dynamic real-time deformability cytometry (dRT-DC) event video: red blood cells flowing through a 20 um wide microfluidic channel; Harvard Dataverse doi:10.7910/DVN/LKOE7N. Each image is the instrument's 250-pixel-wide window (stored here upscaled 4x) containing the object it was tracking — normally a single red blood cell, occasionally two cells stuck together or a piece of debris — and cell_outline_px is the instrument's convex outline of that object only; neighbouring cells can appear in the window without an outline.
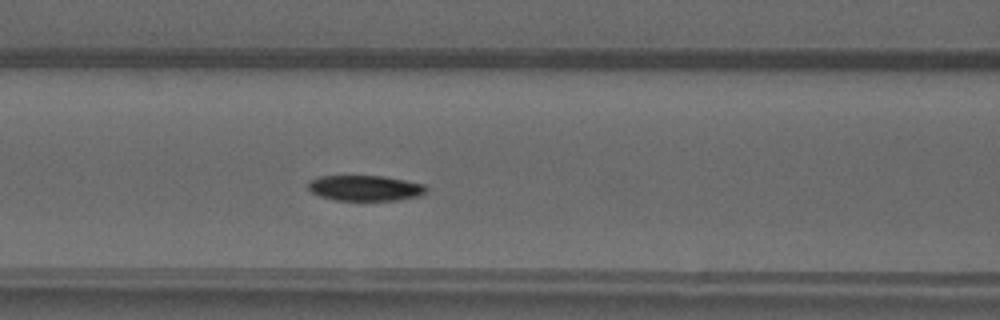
{"species": "common noctule bat (a hibernating species)", "species_latin": "Nyctalus noctula", "temperature_condition": "warm", "stored_images_in_passage": 39, "camera_frame_rate_fps": 3000, "um_per_image_px": 0.085, "animal": {"sex": "male", "forearm_length_mm": 52.5}, "frame": {"image": 1, "passage_image": 17, "time_ms": 5.333, "image_size_px": [1000, 320], "cell_outline_px": [[428, 188], [420, 196], [400, 200], [336, 200], [320, 196], [312, 192], [308, 188], [308, 180], [320, 176], [384, 176], [424, 184]], "centroid_in_image_um": [31.03, 15.98], "position_along_channel_um": 135.6, "area_um2": 17.57}}
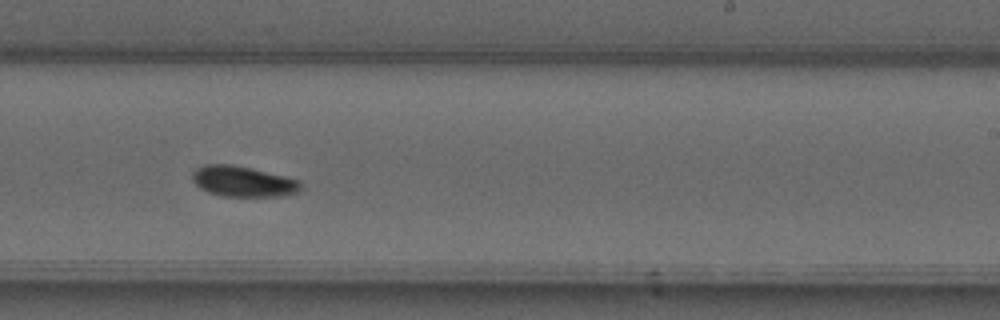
{"frame": {"image": 2, "passage_image": 27, "time_ms": 8.667, "image_size_px": [1000, 320], "cell_outline_px": [[300, 188], [296, 192], [284, 196], [224, 196], [208, 192], [200, 188], [192, 180], [192, 172], [196, 168], [204, 164], [232, 164], [252, 168], [300, 180]], "centroid_in_image_um": [20.62, 15.41], "position_along_channel_um": 268.4, "area_um2": 19.31}}
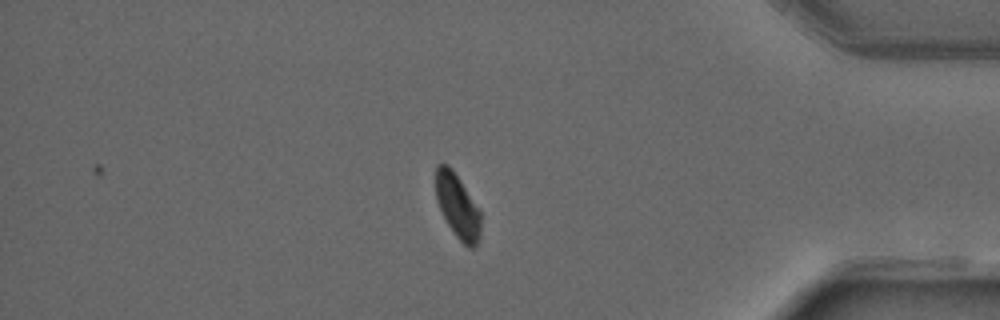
{"frame": {"image": 3, "passage_image": 39, "time_ms": 12.667, "image_size_px": [1000, 320], "cell_outline_px": [[480, 240], [472, 248], [468, 248], [456, 236], [448, 224], [436, 200], [436, 164], [448, 164], [452, 168], [480, 208]], "centroid_in_image_um": [38.91, 17.5], "position_along_channel_um": 396.3, "area_um2": 16.88}, "authors_computed_cell_mechanics": {"area_um2": 18.2648, "velocity_mm_per_s": 3.9974, "shape_relaxation_time_tau1_ms": 3.4091, "shape_relaxation_time_tau2_ms": null, "deformation_change_tau1": 0.1239, "deformation_change_tau2": null}}